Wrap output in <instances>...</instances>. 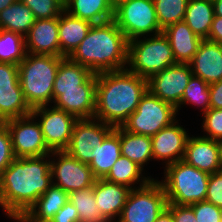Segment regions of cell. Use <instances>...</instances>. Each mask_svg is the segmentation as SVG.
Listing matches in <instances>:
<instances>
[{
  "instance_id": "cell-1",
  "label": "cell",
  "mask_w": 222,
  "mask_h": 222,
  "mask_svg": "<svg viewBox=\"0 0 222 222\" xmlns=\"http://www.w3.org/2000/svg\"><path fill=\"white\" fill-rule=\"evenodd\" d=\"M51 185L50 155L15 158L0 176V207L15 220Z\"/></svg>"
},
{
  "instance_id": "cell-2",
  "label": "cell",
  "mask_w": 222,
  "mask_h": 222,
  "mask_svg": "<svg viewBox=\"0 0 222 222\" xmlns=\"http://www.w3.org/2000/svg\"><path fill=\"white\" fill-rule=\"evenodd\" d=\"M147 90V79L127 69L98 73L94 118L113 127L122 126Z\"/></svg>"
},
{
  "instance_id": "cell-3",
  "label": "cell",
  "mask_w": 222,
  "mask_h": 222,
  "mask_svg": "<svg viewBox=\"0 0 222 222\" xmlns=\"http://www.w3.org/2000/svg\"><path fill=\"white\" fill-rule=\"evenodd\" d=\"M127 53L128 40L112 19L93 24L69 58L98 74L126 69Z\"/></svg>"
},
{
  "instance_id": "cell-4",
  "label": "cell",
  "mask_w": 222,
  "mask_h": 222,
  "mask_svg": "<svg viewBox=\"0 0 222 222\" xmlns=\"http://www.w3.org/2000/svg\"><path fill=\"white\" fill-rule=\"evenodd\" d=\"M64 57L27 53L18 65L24 97L33 109L53 104V86L60 61Z\"/></svg>"
},
{
  "instance_id": "cell-5",
  "label": "cell",
  "mask_w": 222,
  "mask_h": 222,
  "mask_svg": "<svg viewBox=\"0 0 222 222\" xmlns=\"http://www.w3.org/2000/svg\"><path fill=\"white\" fill-rule=\"evenodd\" d=\"M209 176L183 160L164 168L161 179L168 204L191 205L205 200Z\"/></svg>"
},
{
  "instance_id": "cell-6",
  "label": "cell",
  "mask_w": 222,
  "mask_h": 222,
  "mask_svg": "<svg viewBox=\"0 0 222 222\" xmlns=\"http://www.w3.org/2000/svg\"><path fill=\"white\" fill-rule=\"evenodd\" d=\"M176 64L172 49L163 32L128 41L127 66L131 73L149 79L158 71Z\"/></svg>"
},
{
  "instance_id": "cell-7",
  "label": "cell",
  "mask_w": 222,
  "mask_h": 222,
  "mask_svg": "<svg viewBox=\"0 0 222 222\" xmlns=\"http://www.w3.org/2000/svg\"><path fill=\"white\" fill-rule=\"evenodd\" d=\"M176 116L177 111L172 104L162 101L147 90L135 112L121 127L128 132L152 137L174 122L177 119Z\"/></svg>"
},
{
  "instance_id": "cell-8",
  "label": "cell",
  "mask_w": 222,
  "mask_h": 222,
  "mask_svg": "<svg viewBox=\"0 0 222 222\" xmlns=\"http://www.w3.org/2000/svg\"><path fill=\"white\" fill-rule=\"evenodd\" d=\"M167 204L162 183L153 178L146 185L130 190L116 222H155Z\"/></svg>"
},
{
  "instance_id": "cell-9",
  "label": "cell",
  "mask_w": 222,
  "mask_h": 222,
  "mask_svg": "<svg viewBox=\"0 0 222 222\" xmlns=\"http://www.w3.org/2000/svg\"><path fill=\"white\" fill-rule=\"evenodd\" d=\"M114 22L128 41L162 32L153 0H128L114 8Z\"/></svg>"
},
{
  "instance_id": "cell-10",
  "label": "cell",
  "mask_w": 222,
  "mask_h": 222,
  "mask_svg": "<svg viewBox=\"0 0 222 222\" xmlns=\"http://www.w3.org/2000/svg\"><path fill=\"white\" fill-rule=\"evenodd\" d=\"M50 171L52 184L62 188L68 194L89 188L97 180L88 164L75 159L65 150L52 151Z\"/></svg>"
},
{
  "instance_id": "cell-11",
  "label": "cell",
  "mask_w": 222,
  "mask_h": 222,
  "mask_svg": "<svg viewBox=\"0 0 222 222\" xmlns=\"http://www.w3.org/2000/svg\"><path fill=\"white\" fill-rule=\"evenodd\" d=\"M31 114L40 125L47 147L51 151L65 150L69 145L74 124L78 119L53 105L35 107Z\"/></svg>"
},
{
  "instance_id": "cell-12",
  "label": "cell",
  "mask_w": 222,
  "mask_h": 222,
  "mask_svg": "<svg viewBox=\"0 0 222 222\" xmlns=\"http://www.w3.org/2000/svg\"><path fill=\"white\" fill-rule=\"evenodd\" d=\"M11 135L13 152L16 158L41 157L50 155L37 119L29 114L4 122Z\"/></svg>"
},
{
  "instance_id": "cell-13",
  "label": "cell",
  "mask_w": 222,
  "mask_h": 222,
  "mask_svg": "<svg viewBox=\"0 0 222 222\" xmlns=\"http://www.w3.org/2000/svg\"><path fill=\"white\" fill-rule=\"evenodd\" d=\"M114 128L96 118L78 119L65 151L80 162L89 165L95 146L101 145Z\"/></svg>"
},
{
  "instance_id": "cell-14",
  "label": "cell",
  "mask_w": 222,
  "mask_h": 222,
  "mask_svg": "<svg viewBox=\"0 0 222 222\" xmlns=\"http://www.w3.org/2000/svg\"><path fill=\"white\" fill-rule=\"evenodd\" d=\"M19 81L18 65L0 62V122L31 114Z\"/></svg>"
},
{
  "instance_id": "cell-15",
  "label": "cell",
  "mask_w": 222,
  "mask_h": 222,
  "mask_svg": "<svg viewBox=\"0 0 222 222\" xmlns=\"http://www.w3.org/2000/svg\"><path fill=\"white\" fill-rule=\"evenodd\" d=\"M193 75L188 63H176L164 70L158 71L148 81V90L176 107L184 93V89Z\"/></svg>"
},
{
  "instance_id": "cell-16",
  "label": "cell",
  "mask_w": 222,
  "mask_h": 222,
  "mask_svg": "<svg viewBox=\"0 0 222 222\" xmlns=\"http://www.w3.org/2000/svg\"><path fill=\"white\" fill-rule=\"evenodd\" d=\"M97 74L93 73L81 89L53 90V106L77 119L94 118L96 109Z\"/></svg>"
},
{
  "instance_id": "cell-17",
  "label": "cell",
  "mask_w": 222,
  "mask_h": 222,
  "mask_svg": "<svg viewBox=\"0 0 222 222\" xmlns=\"http://www.w3.org/2000/svg\"><path fill=\"white\" fill-rule=\"evenodd\" d=\"M178 121L180 120L176 119L151 137L153 160L165 161V167L181 161L184 156L189 133Z\"/></svg>"
},
{
  "instance_id": "cell-18",
  "label": "cell",
  "mask_w": 222,
  "mask_h": 222,
  "mask_svg": "<svg viewBox=\"0 0 222 222\" xmlns=\"http://www.w3.org/2000/svg\"><path fill=\"white\" fill-rule=\"evenodd\" d=\"M182 160L208 174L222 170L219 141L201 135H189Z\"/></svg>"
},
{
  "instance_id": "cell-19",
  "label": "cell",
  "mask_w": 222,
  "mask_h": 222,
  "mask_svg": "<svg viewBox=\"0 0 222 222\" xmlns=\"http://www.w3.org/2000/svg\"><path fill=\"white\" fill-rule=\"evenodd\" d=\"M59 17L37 19L25 36L26 52L36 55L60 56Z\"/></svg>"
},
{
  "instance_id": "cell-20",
  "label": "cell",
  "mask_w": 222,
  "mask_h": 222,
  "mask_svg": "<svg viewBox=\"0 0 222 222\" xmlns=\"http://www.w3.org/2000/svg\"><path fill=\"white\" fill-rule=\"evenodd\" d=\"M188 64L194 76L209 84L222 80V45L203 39Z\"/></svg>"
},
{
  "instance_id": "cell-21",
  "label": "cell",
  "mask_w": 222,
  "mask_h": 222,
  "mask_svg": "<svg viewBox=\"0 0 222 222\" xmlns=\"http://www.w3.org/2000/svg\"><path fill=\"white\" fill-rule=\"evenodd\" d=\"M130 188L109 182L103 178L97 179L93 185L96 206L108 222H116L125 205Z\"/></svg>"
},
{
  "instance_id": "cell-22",
  "label": "cell",
  "mask_w": 222,
  "mask_h": 222,
  "mask_svg": "<svg viewBox=\"0 0 222 222\" xmlns=\"http://www.w3.org/2000/svg\"><path fill=\"white\" fill-rule=\"evenodd\" d=\"M162 32L170 43L176 63H189L203 40L184 21L171 24Z\"/></svg>"
},
{
  "instance_id": "cell-23",
  "label": "cell",
  "mask_w": 222,
  "mask_h": 222,
  "mask_svg": "<svg viewBox=\"0 0 222 222\" xmlns=\"http://www.w3.org/2000/svg\"><path fill=\"white\" fill-rule=\"evenodd\" d=\"M69 201V194L52 184L26 213L13 221H51L53 216Z\"/></svg>"
},
{
  "instance_id": "cell-24",
  "label": "cell",
  "mask_w": 222,
  "mask_h": 222,
  "mask_svg": "<svg viewBox=\"0 0 222 222\" xmlns=\"http://www.w3.org/2000/svg\"><path fill=\"white\" fill-rule=\"evenodd\" d=\"M92 23L74 17L63 10L59 15L58 36L60 57H69L86 37Z\"/></svg>"
},
{
  "instance_id": "cell-25",
  "label": "cell",
  "mask_w": 222,
  "mask_h": 222,
  "mask_svg": "<svg viewBox=\"0 0 222 222\" xmlns=\"http://www.w3.org/2000/svg\"><path fill=\"white\" fill-rule=\"evenodd\" d=\"M120 157V126H118L101 145L95 146L89 167L97 179L104 178Z\"/></svg>"
},
{
  "instance_id": "cell-26",
  "label": "cell",
  "mask_w": 222,
  "mask_h": 222,
  "mask_svg": "<svg viewBox=\"0 0 222 222\" xmlns=\"http://www.w3.org/2000/svg\"><path fill=\"white\" fill-rule=\"evenodd\" d=\"M64 10L92 24L112 20L114 7L110 0H66Z\"/></svg>"
},
{
  "instance_id": "cell-27",
  "label": "cell",
  "mask_w": 222,
  "mask_h": 222,
  "mask_svg": "<svg viewBox=\"0 0 222 222\" xmlns=\"http://www.w3.org/2000/svg\"><path fill=\"white\" fill-rule=\"evenodd\" d=\"M120 146L121 156L133 161L143 170L145 165L153 160L152 141L149 136L128 132L120 126Z\"/></svg>"
},
{
  "instance_id": "cell-28",
  "label": "cell",
  "mask_w": 222,
  "mask_h": 222,
  "mask_svg": "<svg viewBox=\"0 0 222 222\" xmlns=\"http://www.w3.org/2000/svg\"><path fill=\"white\" fill-rule=\"evenodd\" d=\"M214 18L212 0H189L183 21L202 39H207Z\"/></svg>"
},
{
  "instance_id": "cell-29",
  "label": "cell",
  "mask_w": 222,
  "mask_h": 222,
  "mask_svg": "<svg viewBox=\"0 0 222 222\" xmlns=\"http://www.w3.org/2000/svg\"><path fill=\"white\" fill-rule=\"evenodd\" d=\"M143 172L144 170L136 163L126 157L121 156L103 179L109 182L127 186L132 190L134 188L146 185L151 179H153L151 176L147 175L146 177L143 175L146 174ZM138 183L139 186H137Z\"/></svg>"
},
{
  "instance_id": "cell-30",
  "label": "cell",
  "mask_w": 222,
  "mask_h": 222,
  "mask_svg": "<svg viewBox=\"0 0 222 222\" xmlns=\"http://www.w3.org/2000/svg\"><path fill=\"white\" fill-rule=\"evenodd\" d=\"M35 20L31 9L20 0H16L0 12V29L12 31L25 37Z\"/></svg>"
},
{
  "instance_id": "cell-31",
  "label": "cell",
  "mask_w": 222,
  "mask_h": 222,
  "mask_svg": "<svg viewBox=\"0 0 222 222\" xmlns=\"http://www.w3.org/2000/svg\"><path fill=\"white\" fill-rule=\"evenodd\" d=\"M93 73L80 63L64 57L59 64L53 90L81 89L83 84Z\"/></svg>"
},
{
  "instance_id": "cell-32",
  "label": "cell",
  "mask_w": 222,
  "mask_h": 222,
  "mask_svg": "<svg viewBox=\"0 0 222 222\" xmlns=\"http://www.w3.org/2000/svg\"><path fill=\"white\" fill-rule=\"evenodd\" d=\"M69 201L78 212L79 222H108L96 206L93 186L69 193Z\"/></svg>"
},
{
  "instance_id": "cell-33",
  "label": "cell",
  "mask_w": 222,
  "mask_h": 222,
  "mask_svg": "<svg viewBox=\"0 0 222 222\" xmlns=\"http://www.w3.org/2000/svg\"><path fill=\"white\" fill-rule=\"evenodd\" d=\"M25 37L0 29V62L19 65L26 56Z\"/></svg>"
},
{
  "instance_id": "cell-34",
  "label": "cell",
  "mask_w": 222,
  "mask_h": 222,
  "mask_svg": "<svg viewBox=\"0 0 222 222\" xmlns=\"http://www.w3.org/2000/svg\"><path fill=\"white\" fill-rule=\"evenodd\" d=\"M210 84L205 82L200 77L192 75L188 85L184 89L183 97L180 103L175 107L178 112L181 110L182 105H197L201 108L202 114L205 113L210 108V92H209ZM179 110V111H178Z\"/></svg>"
},
{
  "instance_id": "cell-35",
  "label": "cell",
  "mask_w": 222,
  "mask_h": 222,
  "mask_svg": "<svg viewBox=\"0 0 222 222\" xmlns=\"http://www.w3.org/2000/svg\"><path fill=\"white\" fill-rule=\"evenodd\" d=\"M189 0H153L157 20L163 30L167 26L184 19Z\"/></svg>"
},
{
  "instance_id": "cell-36",
  "label": "cell",
  "mask_w": 222,
  "mask_h": 222,
  "mask_svg": "<svg viewBox=\"0 0 222 222\" xmlns=\"http://www.w3.org/2000/svg\"><path fill=\"white\" fill-rule=\"evenodd\" d=\"M31 9L35 19L59 17L64 6L58 0H20Z\"/></svg>"
},
{
  "instance_id": "cell-37",
  "label": "cell",
  "mask_w": 222,
  "mask_h": 222,
  "mask_svg": "<svg viewBox=\"0 0 222 222\" xmlns=\"http://www.w3.org/2000/svg\"><path fill=\"white\" fill-rule=\"evenodd\" d=\"M201 115L203 119L201 129L206 134L203 137L217 141L222 140V108H209Z\"/></svg>"
},
{
  "instance_id": "cell-38",
  "label": "cell",
  "mask_w": 222,
  "mask_h": 222,
  "mask_svg": "<svg viewBox=\"0 0 222 222\" xmlns=\"http://www.w3.org/2000/svg\"><path fill=\"white\" fill-rule=\"evenodd\" d=\"M15 158L7 125L4 122H0V176Z\"/></svg>"
},
{
  "instance_id": "cell-39",
  "label": "cell",
  "mask_w": 222,
  "mask_h": 222,
  "mask_svg": "<svg viewBox=\"0 0 222 222\" xmlns=\"http://www.w3.org/2000/svg\"><path fill=\"white\" fill-rule=\"evenodd\" d=\"M197 222H222V209L206 200L189 205Z\"/></svg>"
},
{
  "instance_id": "cell-40",
  "label": "cell",
  "mask_w": 222,
  "mask_h": 222,
  "mask_svg": "<svg viewBox=\"0 0 222 222\" xmlns=\"http://www.w3.org/2000/svg\"><path fill=\"white\" fill-rule=\"evenodd\" d=\"M205 200L222 209V170L210 174Z\"/></svg>"
},
{
  "instance_id": "cell-41",
  "label": "cell",
  "mask_w": 222,
  "mask_h": 222,
  "mask_svg": "<svg viewBox=\"0 0 222 222\" xmlns=\"http://www.w3.org/2000/svg\"><path fill=\"white\" fill-rule=\"evenodd\" d=\"M174 222H197L193 209L187 205L167 204Z\"/></svg>"
},
{
  "instance_id": "cell-42",
  "label": "cell",
  "mask_w": 222,
  "mask_h": 222,
  "mask_svg": "<svg viewBox=\"0 0 222 222\" xmlns=\"http://www.w3.org/2000/svg\"><path fill=\"white\" fill-rule=\"evenodd\" d=\"M51 222H79V215L76 208L68 201L59 212H57Z\"/></svg>"
},
{
  "instance_id": "cell-43",
  "label": "cell",
  "mask_w": 222,
  "mask_h": 222,
  "mask_svg": "<svg viewBox=\"0 0 222 222\" xmlns=\"http://www.w3.org/2000/svg\"><path fill=\"white\" fill-rule=\"evenodd\" d=\"M210 92V108H222V80L211 83Z\"/></svg>"
},
{
  "instance_id": "cell-44",
  "label": "cell",
  "mask_w": 222,
  "mask_h": 222,
  "mask_svg": "<svg viewBox=\"0 0 222 222\" xmlns=\"http://www.w3.org/2000/svg\"><path fill=\"white\" fill-rule=\"evenodd\" d=\"M207 39L222 45V17L214 16Z\"/></svg>"
},
{
  "instance_id": "cell-45",
  "label": "cell",
  "mask_w": 222,
  "mask_h": 222,
  "mask_svg": "<svg viewBox=\"0 0 222 222\" xmlns=\"http://www.w3.org/2000/svg\"><path fill=\"white\" fill-rule=\"evenodd\" d=\"M155 222H174L171 211L166 208L156 219Z\"/></svg>"
},
{
  "instance_id": "cell-46",
  "label": "cell",
  "mask_w": 222,
  "mask_h": 222,
  "mask_svg": "<svg viewBox=\"0 0 222 222\" xmlns=\"http://www.w3.org/2000/svg\"><path fill=\"white\" fill-rule=\"evenodd\" d=\"M214 7V16L222 17V0H212Z\"/></svg>"
},
{
  "instance_id": "cell-47",
  "label": "cell",
  "mask_w": 222,
  "mask_h": 222,
  "mask_svg": "<svg viewBox=\"0 0 222 222\" xmlns=\"http://www.w3.org/2000/svg\"><path fill=\"white\" fill-rule=\"evenodd\" d=\"M16 0H0V12L4 10L6 7L13 4Z\"/></svg>"
},
{
  "instance_id": "cell-48",
  "label": "cell",
  "mask_w": 222,
  "mask_h": 222,
  "mask_svg": "<svg viewBox=\"0 0 222 222\" xmlns=\"http://www.w3.org/2000/svg\"><path fill=\"white\" fill-rule=\"evenodd\" d=\"M125 1H128V0H110L112 6L114 8L117 7L119 4H121L122 2H125Z\"/></svg>"
},
{
  "instance_id": "cell-49",
  "label": "cell",
  "mask_w": 222,
  "mask_h": 222,
  "mask_svg": "<svg viewBox=\"0 0 222 222\" xmlns=\"http://www.w3.org/2000/svg\"><path fill=\"white\" fill-rule=\"evenodd\" d=\"M219 148H220V162H221V169H222V140L219 141Z\"/></svg>"
},
{
  "instance_id": "cell-50",
  "label": "cell",
  "mask_w": 222,
  "mask_h": 222,
  "mask_svg": "<svg viewBox=\"0 0 222 222\" xmlns=\"http://www.w3.org/2000/svg\"><path fill=\"white\" fill-rule=\"evenodd\" d=\"M16 222H51V221H16Z\"/></svg>"
},
{
  "instance_id": "cell-51",
  "label": "cell",
  "mask_w": 222,
  "mask_h": 222,
  "mask_svg": "<svg viewBox=\"0 0 222 222\" xmlns=\"http://www.w3.org/2000/svg\"><path fill=\"white\" fill-rule=\"evenodd\" d=\"M63 6L65 5L66 3V0H58Z\"/></svg>"
}]
</instances>
